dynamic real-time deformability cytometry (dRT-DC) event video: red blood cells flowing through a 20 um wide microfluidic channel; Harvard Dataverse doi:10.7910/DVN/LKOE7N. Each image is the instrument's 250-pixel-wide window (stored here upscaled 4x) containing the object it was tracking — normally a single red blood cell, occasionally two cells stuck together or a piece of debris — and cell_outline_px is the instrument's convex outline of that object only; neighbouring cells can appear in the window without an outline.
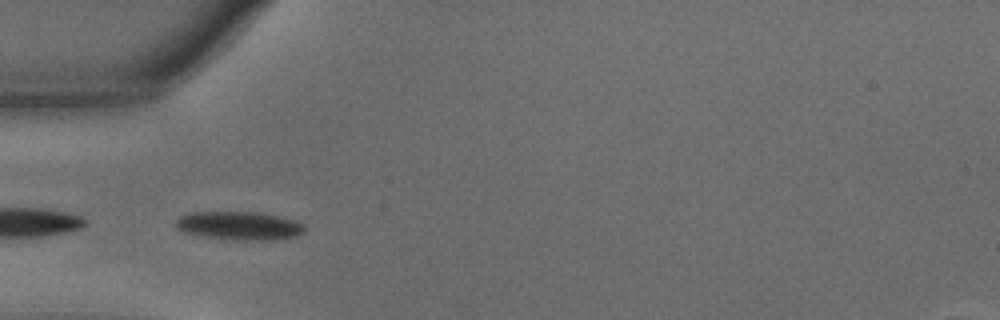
{"species": "common noctule bat (a hibernating species)", "species_latin": "Nyctalus noctula", "temperature_condition": "warm", "stored_images_in_passage": 15, "camera_frame_rate_fps": 3000, "um_per_image_px": 0.085, "animal": {"sex": "male", "body_mass_g": 15.6}, "frame": {"image": 1, "passage_image": 1, "time_ms": 0.0, "image_size_px": [1000, 320], "cell_outline_px": [[304, 232], [296, 236], [268, 240], [236, 240], [204, 236], [184, 232], [176, 224], [176, 220], [180, 216], [192, 212], [256, 212], [296, 220], [304, 224]], "centroid_in_image_um": [20.36, 19.18], "position_along_channel_um": 64.6, "area_um2": 21.04}}
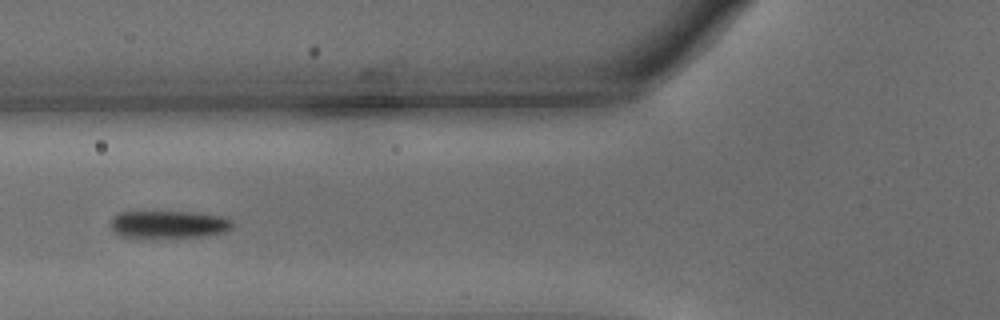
{"frame": {"image": 2, "passage_image": 5, "time_ms": 1.333, "image_size_px": [1000, 320], "cell_outline_px": [[232, 228], [224, 232], [204, 236], [156, 240], [152, 240], [124, 236], [116, 232], [112, 228], [112, 216], [120, 212], [196, 212], [224, 216], [232, 220]], "centroid_in_image_um": [14.37, 19.11], "position_along_channel_um": 111.4, "area_um2": 20.23}}
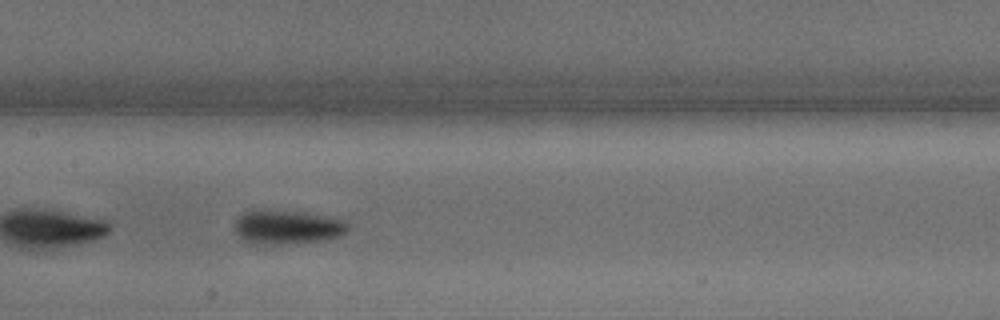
{"frame": {"image": 3, "passage_image": 11, "time_ms": 3.333, "image_size_px": [1000, 320], "cell_outline_px": [[348, 228], [340, 236], [328, 240], [268, 244], [248, 244], [236, 232], [236, 220], [244, 212], [304, 212], [344, 220], [348, 224]], "centroid_in_image_um": [24.45, 19.34], "position_along_channel_um": 182.9, "area_um2": 21.62}}